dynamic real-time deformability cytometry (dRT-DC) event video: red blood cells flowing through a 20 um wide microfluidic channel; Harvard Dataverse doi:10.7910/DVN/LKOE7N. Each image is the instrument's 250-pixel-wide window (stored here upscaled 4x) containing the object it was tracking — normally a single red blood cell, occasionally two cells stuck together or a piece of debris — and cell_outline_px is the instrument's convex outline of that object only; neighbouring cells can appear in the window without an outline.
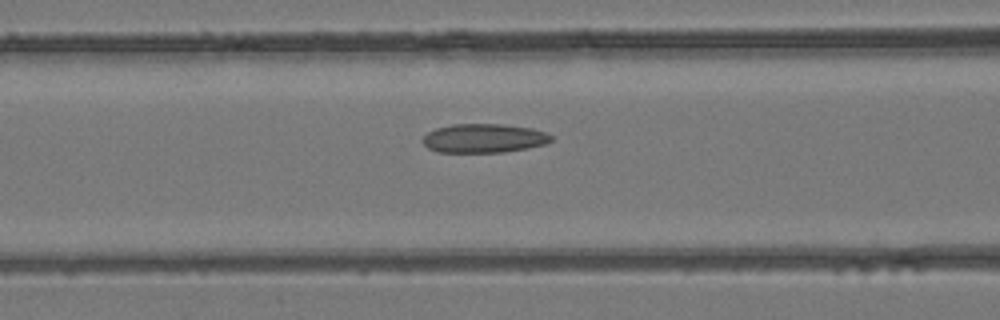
{"species": "common noctule bat (a hibernating species)", "species_latin": "Nyctalus noctula", "temperature_condition": "room temperature", "stored_images_in_passage": 37, "camera_frame_rate_fps": 3000, "um_per_image_px": 0.085, "animal": {"sex": "female", "body_mass_g": 24.6, "forearm_length_mm": 56.2}, "frame": {"image": 1, "passage_image": 16, "time_ms": 5.0, "image_size_px": [1000, 320], "cell_outline_px": [[552, 140], [544, 144], [528, 148], [504, 152], [436, 152], [428, 148], [420, 140], [428, 132], [436, 128], [452, 124], [500, 124], [532, 128], [544, 132], [552, 136]], "centroid_in_image_um": [41.09, 11.75], "position_along_channel_um": 125.5, "area_um2": 21.68}}
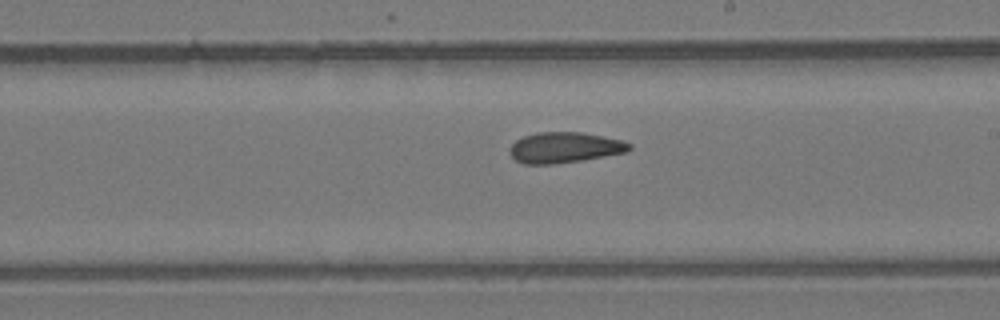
{"frame": {"image": 2, "passage_image": 24, "time_ms": 7.667, "image_size_px": [1000, 320], "cell_outline_px": [[632, 148], [628, 152], [580, 160], [552, 164], [524, 164], [516, 160], [512, 156], [508, 148], [516, 140], [524, 136], [536, 132], [580, 132], [620, 140], [632, 144]], "centroid_in_image_um": [47.97, 12.54], "position_along_channel_um": 241.0, "area_um2": 21.21}}
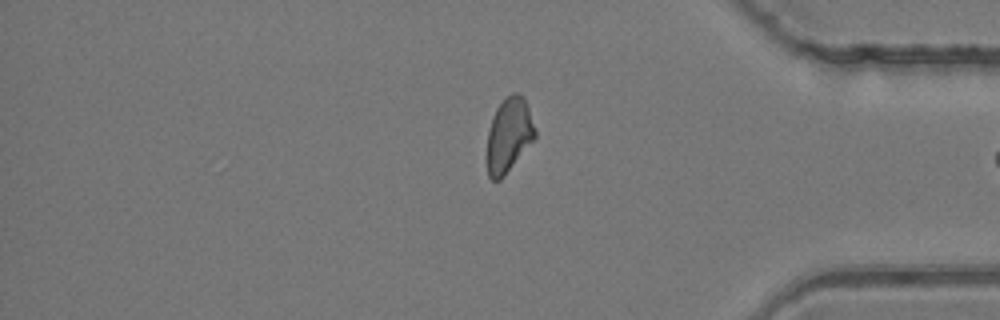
{"frame": {"image": 3, "passage_image": 36, "time_ms": 11.667, "image_size_px": [1000, 320], "cell_outline_px": [[536, 136], [504, 176], [500, 180], [492, 180], [488, 176], [484, 156], [488, 132], [492, 116], [496, 108], [512, 92], [520, 92], [524, 96], [536, 128]], "centroid_in_image_um": [43.21, 11.49], "position_along_channel_um": 392.0, "area_um2": 21.27}}